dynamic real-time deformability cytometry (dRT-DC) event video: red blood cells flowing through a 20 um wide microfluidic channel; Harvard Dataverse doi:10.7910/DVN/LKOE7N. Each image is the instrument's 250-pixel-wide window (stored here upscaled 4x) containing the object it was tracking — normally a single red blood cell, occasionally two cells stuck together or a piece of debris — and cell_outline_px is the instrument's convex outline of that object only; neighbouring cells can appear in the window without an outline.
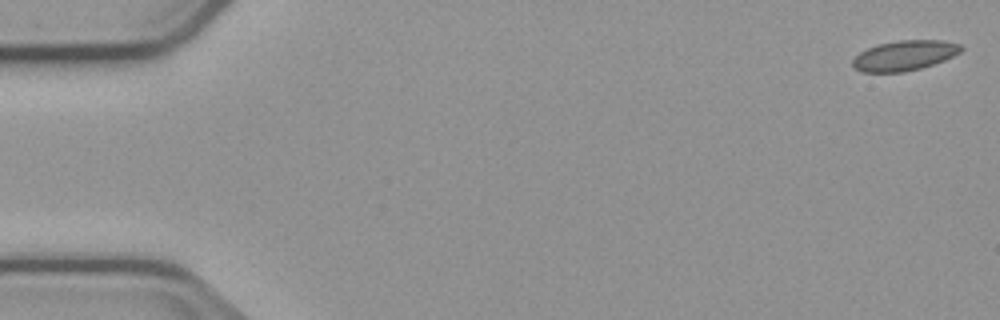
{"species": "common noctule bat (a hibernating species)", "species_latin": "Nyctalus noctula", "temperature_condition": "cold", "stored_images_in_passage": 55, "camera_frame_rate_fps": 3000, "um_per_image_px": 0.085, "animal": {"sex": "male", "body_mass_g": 23.1, "forearm_length_mm": 52.7}, "frame": {"image": 1, "passage_image": 1, "time_ms": 0.0, "image_size_px": [1000, 320], "cell_outline_px": [[964, 48], [960, 52], [944, 60], [920, 68], [904, 72], [860, 72], [852, 64], [852, 60], [860, 52], [876, 44], [900, 40], [944, 40], [960, 44]], "centroid_in_image_um": [76.88, 4.71], "position_along_channel_um": 8.1, "area_um2": 18.96}}
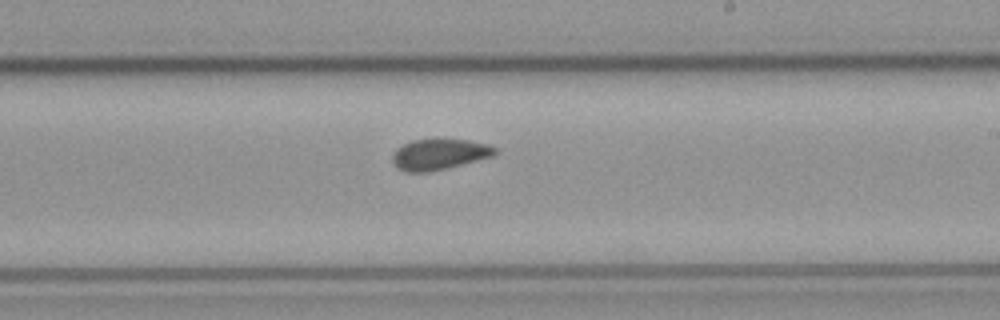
{"frame": {"image": 2, "passage_image": 32, "time_ms": 10.333, "image_size_px": [1000, 320], "cell_outline_px": [[500, 152], [492, 156], [428, 172], [408, 172], [396, 168], [392, 160], [392, 156], [396, 148], [412, 140], [432, 136], [436, 136], [468, 140], [488, 144], [496, 148]], "centroid_in_image_um": [37.31, 13.06], "position_along_channel_um": 251.7, "area_um2": 18.96}}
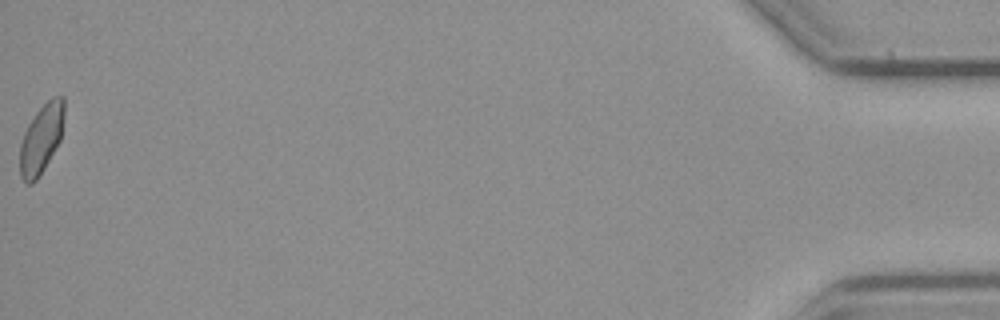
{"frame": {"image": 3, "passage_image": 55, "time_ms": 18.0, "image_size_px": [1000, 320], "cell_outline_px": [[64, 116], [60, 140], [44, 168], [36, 180], [32, 184], [28, 184], [20, 176], [20, 144], [24, 132], [28, 124], [36, 112], [52, 96], [64, 96]], "centroid_in_image_um": [3.51, 11.78], "position_along_channel_um": 431.7, "area_um2": 17.69}, "authors_computed_cell_mechanics": {"area_um2": 18.785, "velocity_mm_per_s": 3.7397, "shape_relaxation_time_tau1_ms": null, "shape_relaxation_time_tau2_ms": 1.5858, "deformation_change_tau1": null, "deformation_change_tau2": 0.0527}}